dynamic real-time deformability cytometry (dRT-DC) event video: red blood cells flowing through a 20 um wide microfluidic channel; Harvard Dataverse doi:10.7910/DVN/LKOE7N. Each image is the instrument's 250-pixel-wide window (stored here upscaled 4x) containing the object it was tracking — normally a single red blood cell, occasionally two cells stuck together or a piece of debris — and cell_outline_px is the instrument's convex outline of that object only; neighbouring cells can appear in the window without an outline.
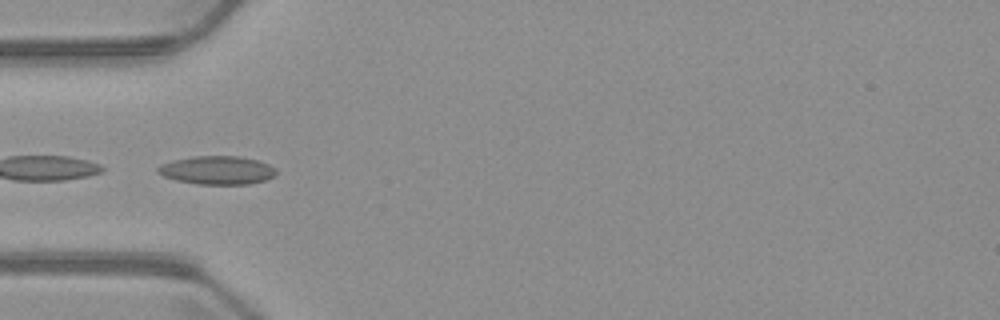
{"species": "common noctule bat (a hibernating species)", "species_latin": "Nyctalus noctula", "temperature_condition": "warm", "stored_images_in_passage": 7, "camera_frame_rate_fps": 3000, "um_per_image_px": 0.085, "animal": {"sex": "male", "body_mass_g": 23.1, "forearm_length_mm": 52.7}, "frame": {"image": 1, "passage_image": 5, "time_ms": 4.667, "image_size_px": [1000, 320], "cell_outline_px": [[276, 172], [272, 176], [264, 180], [248, 184], [196, 184], [176, 180], [164, 176], [156, 172], [156, 168], [160, 164], [172, 160], [192, 156], [236, 156], [256, 160], [268, 164], [276, 168]], "centroid_in_image_um": [18.4, 14.46], "position_along_channel_um": 66.6, "area_um2": 19.54}}
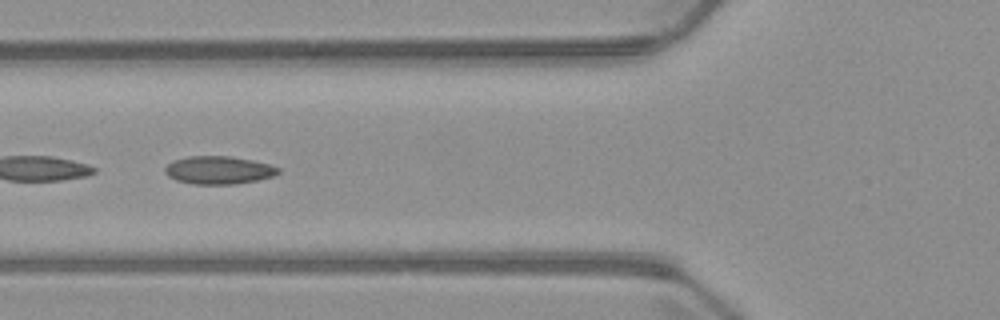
{"frame": {"image": 2, "passage_image": 6, "time_ms": 5.667, "image_size_px": [1000, 320], "cell_outline_px": [[280, 172], [272, 176], [256, 180], [236, 184], [192, 184], [176, 180], [168, 176], [164, 172], [164, 168], [172, 160], [188, 156], [232, 156], [272, 164], [280, 168]], "centroid_in_image_um": [18.58, 14.45], "position_along_channel_um": 107.2, "area_um2": 18.61}}
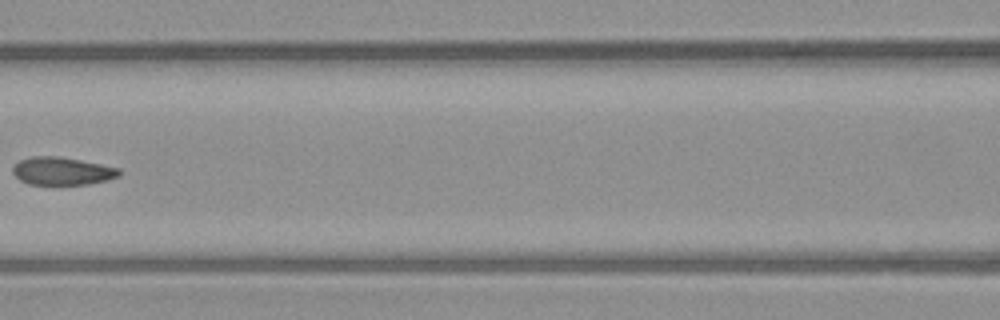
{"frame": {"image": 3, "passage_image": 7, "time_ms": 7.0, "image_size_px": [1000, 320], "cell_outline_px": [[120, 176], [108, 180], [88, 184], [28, 184], [20, 180], [12, 172], [12, 164], [20, 160], [32, 156], [60, 156], [120, 168]], "centroid_in_image_um": [5.26, 14.53], "position_along_channel_um": 161.3, "area_um2": 17.34}}